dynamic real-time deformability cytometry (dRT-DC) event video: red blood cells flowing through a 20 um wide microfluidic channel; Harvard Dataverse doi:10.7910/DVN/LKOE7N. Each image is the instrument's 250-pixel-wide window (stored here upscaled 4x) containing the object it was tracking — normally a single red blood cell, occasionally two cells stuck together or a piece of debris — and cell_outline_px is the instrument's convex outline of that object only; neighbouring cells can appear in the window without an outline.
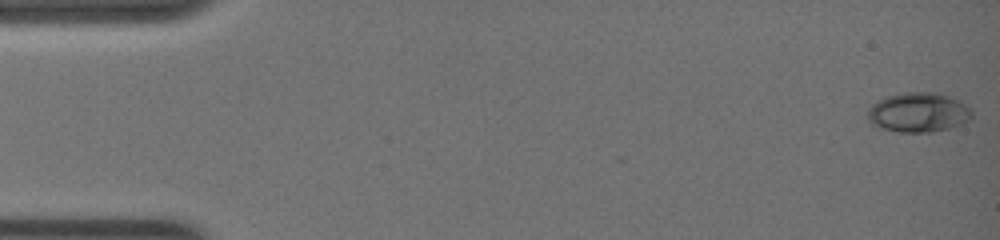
{"species": "common noctule bat (a hibernating species)", "species_latin": "Nyctalus noctula", "temperature_condition": "warm", "stored_images_in_passage": 7, "camera_frame_rate_fps": 3000, "um_per_image_px": 0.085, "animal": {"sex": "female", "body_mass_g": 19.0, "forearm_length_mm": 51.5}, "frame": {"image": 1, "passage_image": 1, "time_ms": 0.0, "image_size_px": [1000, 240], "cell_outline_px": [[972, 116], [968, 120], [960, 124], [948, 128], [932, 132], [900, 132], [880, 128], [872, 124], [868, 120], [868, 108], [872, 104], [884, 96], [904, 92], [940, 92], [972, 108]], "centroid_in_image_um": [78.03, 9.54], "position_along_channel_um": 7.0, "area_um2": 24.16}}